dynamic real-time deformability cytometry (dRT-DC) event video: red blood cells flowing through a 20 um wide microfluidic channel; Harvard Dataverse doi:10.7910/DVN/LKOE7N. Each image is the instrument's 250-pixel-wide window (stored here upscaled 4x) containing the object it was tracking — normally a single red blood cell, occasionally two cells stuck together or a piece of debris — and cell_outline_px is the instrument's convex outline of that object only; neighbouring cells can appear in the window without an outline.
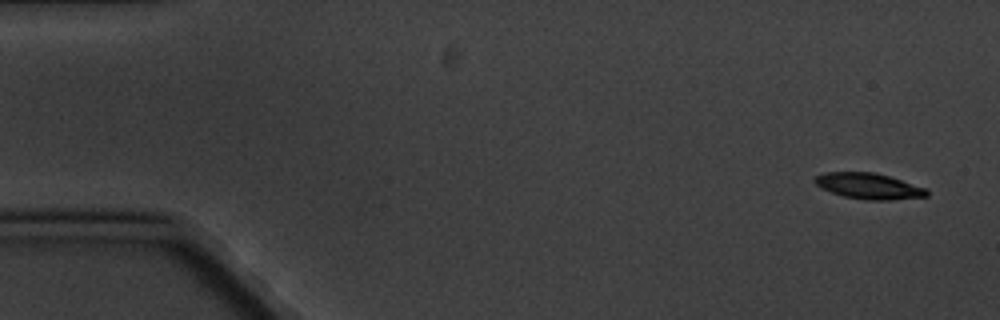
{"species": "common noctule bat (a hibernating species)", "species_latin": "Nyctalus noctula", "temperature_condition": "cold", "stored_images_in_passage": 5, "camera_frame_rate_fps": 3000, "um_per_image_px": 0.085, "animal": {"sex": "male", "body_mass_g": 20.1, "forearm_length_mm": 53.5}, "frame": {"image": 1, "passage_image": 1, "time_ms": 0.0, "image_size_px": [1000, 320], "cell_outline_px": [[928, 196], [892, 200], [868, 200], [844, 196], [820, 188], [812, 180], [816, 176], [824, 172], [876, 172], [928, 188]], "centroid_in_image_um": [73.86, 15.81], "position_along_channel_um": 11.1, "area_um2": 16.99}}
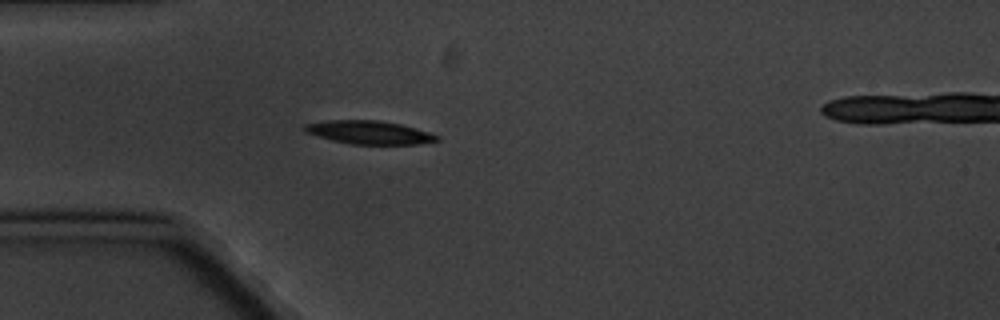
{"frame": {"image": 2, "passage_image": 5, "time_ms": 4.667, "image_size_px": [1000, 320], "cell_outline_px": [[440, 140], [416, 144], [352, 144], [332, 140], [316, 136], [304, 132], [300, 128], [304, 124], [328, 120], [380, 120], [400, 124], [416, 128], [440, 136]], "centroid_in_image_um": [31.33, 11.25], "position_along_channel_um": 53.7, "area_um2": 18.09}}